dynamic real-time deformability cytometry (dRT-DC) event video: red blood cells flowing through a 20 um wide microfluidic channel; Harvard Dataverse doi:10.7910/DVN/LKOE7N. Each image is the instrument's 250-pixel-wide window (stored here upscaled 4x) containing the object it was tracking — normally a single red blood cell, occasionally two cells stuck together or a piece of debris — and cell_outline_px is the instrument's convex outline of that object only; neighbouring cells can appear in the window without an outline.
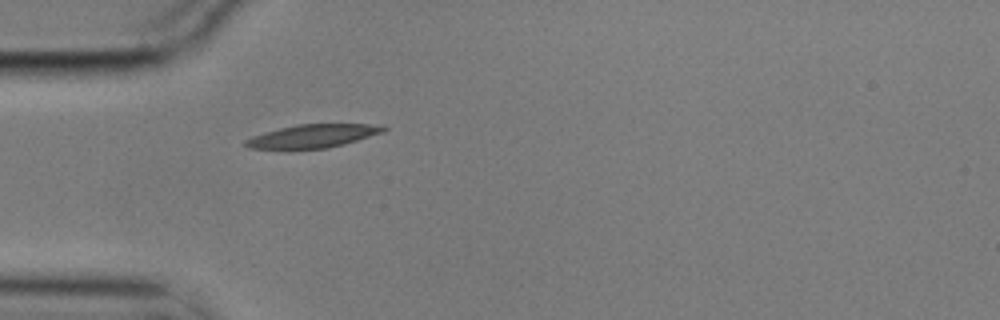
{"species": "common noctule bat (a hibernating species)", "species_latin": "Nyctalus noctula", "temperature_condition": "cold", "stored_images_in_passage": 1, "camera_frame_rate_fps": 3000, "um_per_image_px": 0.085, "animal": {"sex": "male", "body_mass_g": 17.9}, "frame": {"image": 1, "passage_image": 1, "time_ms": 0.0, "image_size_px": [1000, 320], "cell_outline_px": [[388, 128], [384, 132], [344, 144], [328, 148], [288, 152], [248, 148], [244, 144], [244, 140], [252, 136], [280, 128], [296, 124], [380, 124]], "centroid_in_image_um": [26.51, 11.61], "position_along_channel_um": 58.5, "area_um2": 19.65}}